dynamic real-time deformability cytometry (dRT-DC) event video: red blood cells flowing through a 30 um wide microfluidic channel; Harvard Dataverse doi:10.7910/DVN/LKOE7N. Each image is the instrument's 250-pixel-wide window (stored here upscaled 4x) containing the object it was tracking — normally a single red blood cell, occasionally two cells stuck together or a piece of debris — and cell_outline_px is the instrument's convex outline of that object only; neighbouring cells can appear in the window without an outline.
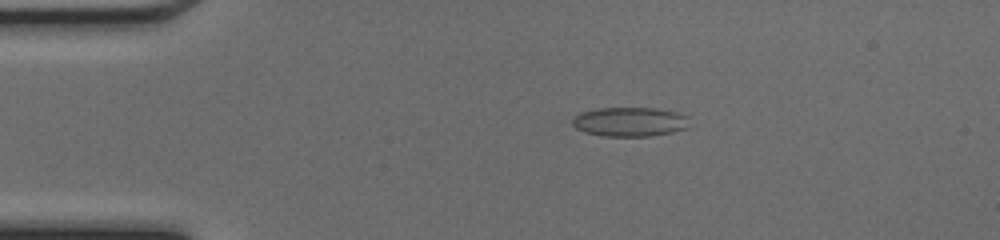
{"species": "common noctule bat (a hibernating species)", "species_latin": "Nyctalus noctula", "temperature_condition": "cold", "stored_images_in_passage": 48, "camera_frame_rate_fps": 3000, "um_per_image_px": 0.085, "animal": {"sex": "female", "body_mass_g": 17.0, "forearm_length_mm": 48.0}, "frame": {"image": 1, "passage_image": 10, "time_ms": 3.0, "image_size_px": [1000, 240], "cell_outline_px": [[688, 128], [672, 132], [648, 136], [604, 136], [584, 132], [576, 128], [572, 124], [572, 120], [580, 112], [596, 108], [656, 108], [676, 112], [688, 116]], "centroid_in_image_um": [53.53, 10.35], "position_along_channel_um": 31.5, "area_um2": 20.0}}
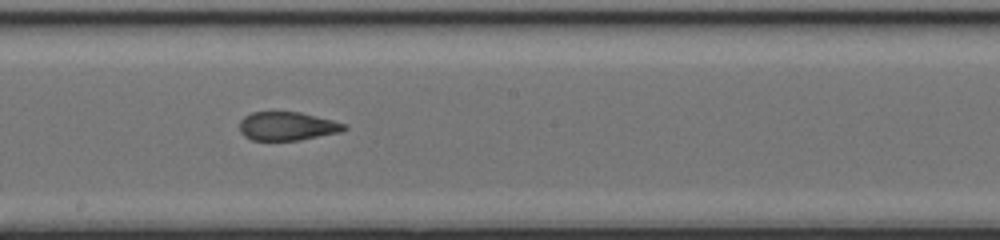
{"frame": {"image": 2, "passage_image": 27, "time_ms": 8.667, "image_size_px": [1000, 240], "cell_outline_px": [[348, 128], [340, 132], [300, 140], [252, 140], [244, 136], [240, 132], [240, 120], [244, 116], [252, 112], [300, 112], [348, 124]], "centroid_in_image_um": [24.42, 10.72], "position_along_channel_um": 223.8, "area_um2": 17.46}}
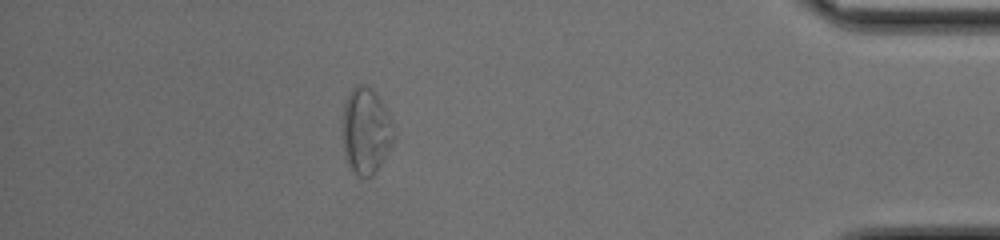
{"frame": {"image": 3, "passage_image": 43, "time_ms": 14.0, "image_size_px": [1000, 240], "cell_outline_px": [[392, 144], [380, 164], [372, 176], [356, 176], [348, 168], [344, 160], [340, 128], [344, 104], [352, 88], [356, 84], [368, 84], [372, 88], [380, 100], [388, 116], [392, 136]], "centroid_in_image_um": [30.99, 11.14], "position_along_channel_um": 404.2, "area_um2": 25.89}, "authors_computed_cell_mechanics": {"area_um2": 19.7098, "velocity_mm_per_s": 4.278, "shape_relaxation_time_tau1_ms": null, "shape_relaxation_time_tau2_ms": 1.4868, "deformation_change_tau1": null, "deformation_change_tau2": 0.0784}}